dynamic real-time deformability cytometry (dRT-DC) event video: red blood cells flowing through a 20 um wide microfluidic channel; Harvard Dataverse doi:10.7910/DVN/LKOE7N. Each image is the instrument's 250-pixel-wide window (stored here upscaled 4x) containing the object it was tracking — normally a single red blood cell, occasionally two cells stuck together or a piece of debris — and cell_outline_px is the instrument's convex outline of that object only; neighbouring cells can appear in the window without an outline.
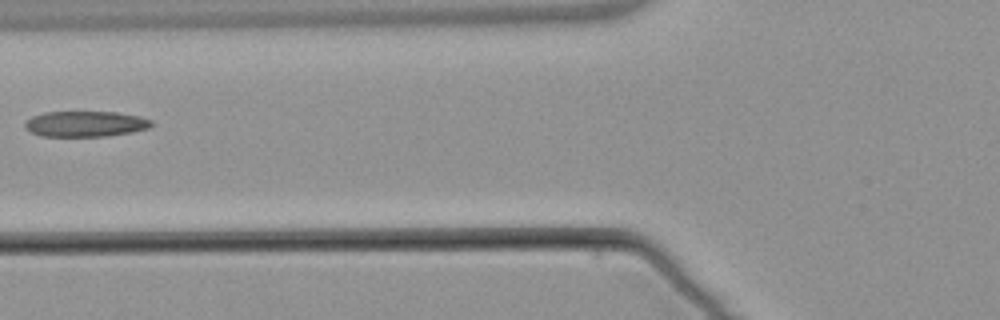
{"species": "common noctule bat (a hibernating species)", "species_latin": "Nyctalus noctula", "temperature_condition": "warm", "stored_images_in_passage": 4, "camera_frame_rate_fps": 3000, "um_per_image_px": 0.085, "animal": {"sex": "male", "body_mass_g": 21.5, "forearm_length_mm": 52.0}, "frame": {"image": 1, "passage_image": 4, "time_ms": 3.667, "image_size_px": [1000, 320], "cell_outline_px": [[152, 124], [148, 128], [132, 132], [104, 136], [44, 136], [28, 132], [24, 128], [24, 124], [32, 116], [44, 112], [116, 112], [140, 116], [152, 120]], "centroid_in_image_um": [7.24, 10.53], "position_along_channel_um": 118.6, "area_um2": 18.9}}